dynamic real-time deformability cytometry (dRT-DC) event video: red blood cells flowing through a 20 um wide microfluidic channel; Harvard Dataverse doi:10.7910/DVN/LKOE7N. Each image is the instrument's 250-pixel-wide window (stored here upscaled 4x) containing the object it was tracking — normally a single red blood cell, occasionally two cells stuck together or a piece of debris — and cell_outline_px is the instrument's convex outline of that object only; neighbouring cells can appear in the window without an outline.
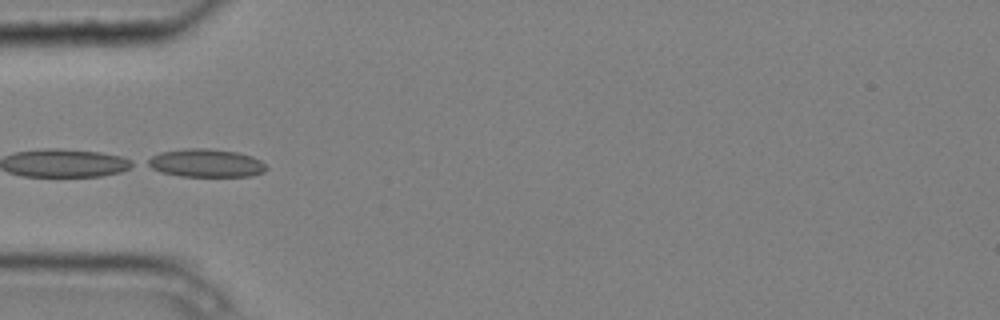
{"species": "common noctule bat (a hibernating species)", "species_latin": "Nyctalus noctula", "temperature_condition": "cold", "stored_images_in_passage": 6, "camera_frame_rate_fps": 3000, "um_per_image_px": 0.085, "animal": {"sex": "male", "body_mass_g": 20.4}, "frame": {"image": 1, "passage_image": 4, "time_ms": 1.0, "image_size_px": [1000, 320], "cell_outline_px": [[268, 168], [264, 172], [252, 176], [180, 176], [160, 172], [144, 164], [144, 160], [160, 152], [184, 148], [208, 148], [236, 152], [252, 156], [260, 160]], "centroid_in_image_um": [17.46, 13.86], "position_along_channel_um": 67.5, "area_um2": 19.65}}
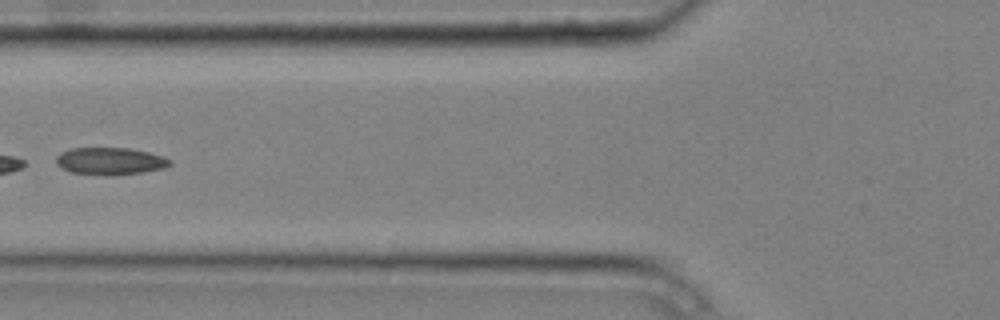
{"frame": {"image": 2, "passage_image": 5, "time_ms": 1.333, "image_size_px": [1000, 320], "cell_outline_px": [[172, 164], [164, 168], [140, 172], [112, 176], [104, 176], [72, 172], [56, 164], [56, 156], [60, 152], [72, 148], [128, 148], [148, 152], [164, 156], [172, 160]], "centroid_in_image_um": [9.37, 13.7], "position_along_channel_um": 116.4, "area_um2": 18.15}}
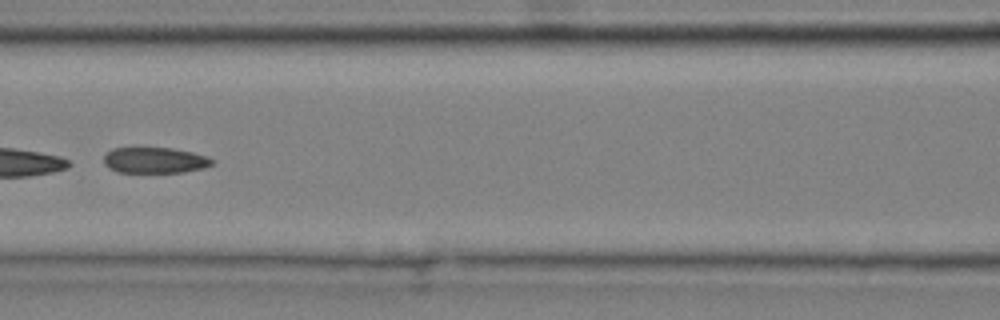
{"frame": {"image": 3, "passage_image": 6, "time_ms": 1.667, "image_size_px": [1000, 320], "cell_outline_px": [[212, 164], [204, 168], [184, 172], [116, 172], [108, 168], [104, 164], [104, 156], [112, 148], [140, 144], [172, 148], [192, 152], [208, 156], [212, 160]], "centroid_in_image_um": [13.09, 13.56], "position_along_channel_um": 153.5, "area_um2": 17.17}}